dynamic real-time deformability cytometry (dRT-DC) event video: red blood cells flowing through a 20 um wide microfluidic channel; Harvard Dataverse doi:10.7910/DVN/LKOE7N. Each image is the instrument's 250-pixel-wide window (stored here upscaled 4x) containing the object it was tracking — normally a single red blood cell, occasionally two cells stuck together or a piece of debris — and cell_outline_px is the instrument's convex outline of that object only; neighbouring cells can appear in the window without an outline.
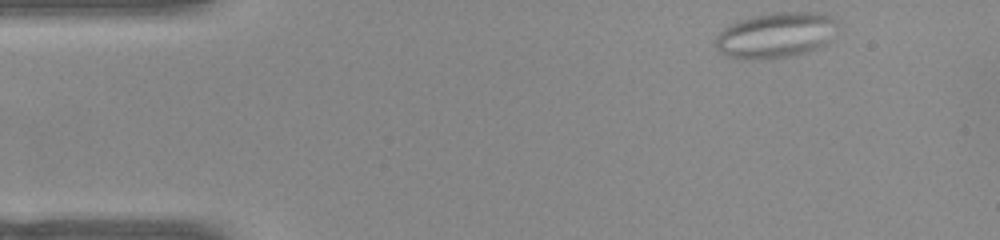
{"species": "common noctule bat (a hibernating species)", "species_latin": "Nyctalus noctula", "temperature_condition": "warm", "stored_images_in_passage": 48, "camera_frame_rate_fps": 3000, "um_per_image_px": 0.085, "animal": {"sex": "female", "body_mass_g": 22.0, "forearm_length_mm": 56.7}, "frame": {"image": 1, "passage_image": 1, "time_ms": 0.0, "image_size_px": [1000, 240], "cell_outline_px": [[836, 24], [824, 44], [816, 48], [792, 56], [748, 60], [728, 56], [720, 52], [716, 48], [716, 36], [728, 24], [752, 16], [772, 12], [824, 12], [836, 20]], "centroid_in_image_um": [65.88, 2.97], "position_along_channel_um": 19.1, "area_um2": 32.02}}
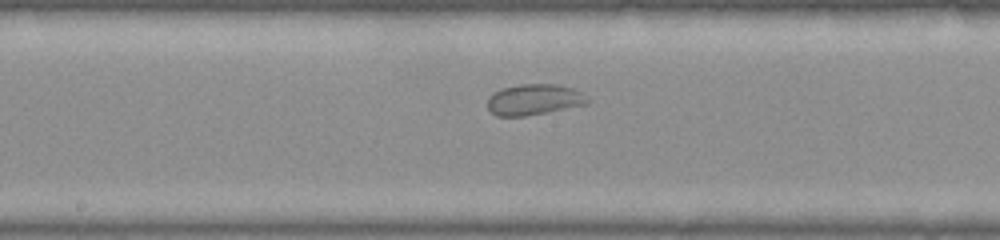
{"frame": {"image": 2, "passage_image": 22, "time_ms": 7.0, "image_size_px": [1000, 240], "cell_outline_px": [[592, 100], [588, 104], [548, 112], [524, 116], [496, 116], [488, 108], [488, 96], [492, 92], [504, 88], [520, 84], [556, 84], [572, 88], [580, 92]], "centroid_in_image_um": [45.41, 8.46], "position_along_channel_um": 202.8, "area_um2": 18.09}}
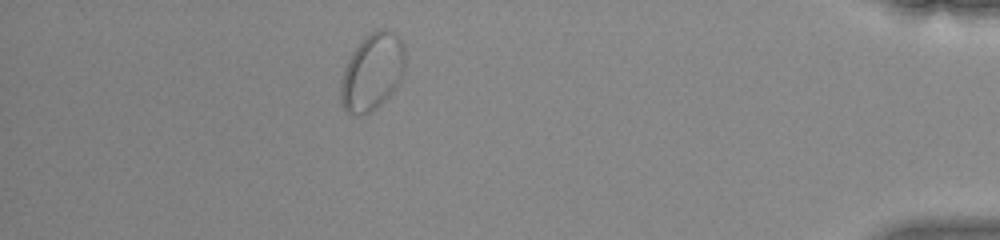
{"frame": {"image": 3, "passage_image": 42, "time_ms": 13.667, "image_size_px": [1000, 240], "cell_outline_px": [[404, 68], [400, 80], [396, 88], [376, 108], [364, 116], [348, 116], [340, 100], [340, 84], [344, 68], [352, 52], [364, 36], [380, 28], [392, 32], [400, 40], [404, 48]], "centroid_in_image_um": [31.6, 6.16], "position_along_channel_um": 403.6, "area_um2": 28.96}}